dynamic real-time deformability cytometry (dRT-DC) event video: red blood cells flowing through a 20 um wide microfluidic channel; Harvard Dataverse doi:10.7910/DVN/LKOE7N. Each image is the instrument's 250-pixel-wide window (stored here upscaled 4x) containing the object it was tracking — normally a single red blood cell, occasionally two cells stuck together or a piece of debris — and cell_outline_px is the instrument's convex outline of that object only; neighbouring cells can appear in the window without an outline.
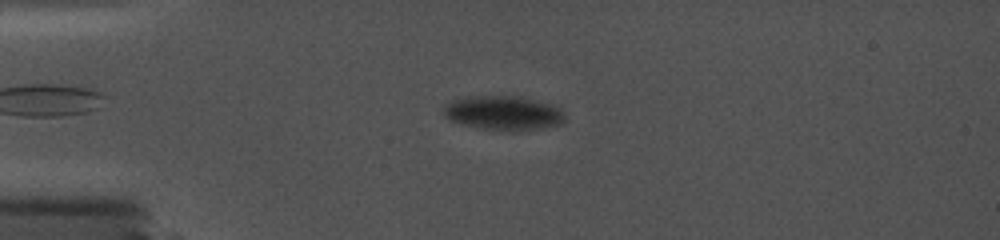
{"species": "common noctule bat (a hibernating species)", "species_latin": "Nyctalus noctula", "temperature_condition": "cold", "stored_images_in_passage": 62, "camera_frame_rate_fps": 5000, "um_per_image_px": 0.085, "animal": {"sex": "female", "body_mass_g": 19.0, "forearm_length_mm": 56.7}, "frame": {"image": 1, "passage_image": 14, "time_ms": 3.8, "image_size_px": [1000, 240], "cell_outline_px": [[564, 120], [560, 124], [544, 128], [512, 132], [480, 128], [460, 124], [448, 120], [444, 116], [444, 104], [452, 100], [468, 96], [520, 96], [548, 104], [560, 108], [564, 112]], "centroid_in_image_um": [42.75, 9.62], "position_along_channel_um": 42.2, "area_um2": 24.51}}
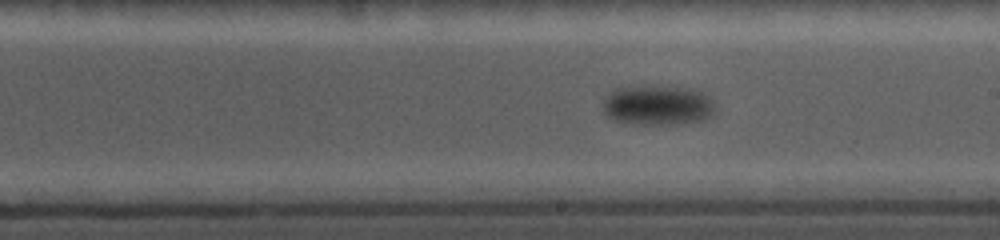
{"frame": {"image": 2, "passage_image": 37, "time_ms": 10.4, "image_size_px": [1000, 240], "cell_outline_px": [[716, 112], [712, 116], [704, 120], [676, 124], [640, 124], [616, 120], [608, 116], [604, 112], [604, 100], [616, 88], [652, 84], [696, 88], [708, 96], [712, 100], [716, 108]], "centroid_in_image_um": [55.99, 8.91], "position_along_channel_um": 233.0, "area_um2": 26.65}}
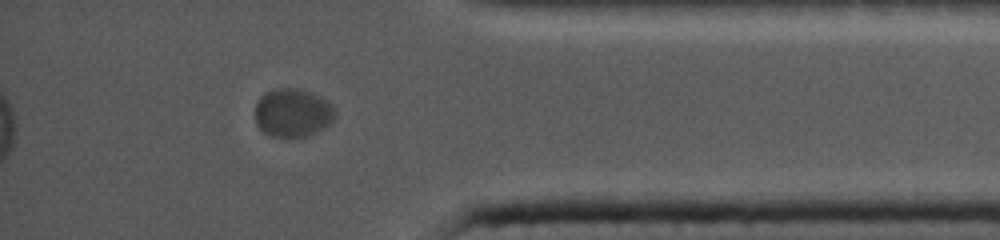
{"frame": {"image": 3, "passage_image": 56, "time_ms": 15.8, "image_size_px": [1000, 240], "cell_outline_px": [[336, 116], [324, 128], [316, 132], [304, 136], [272, 136], [264, 132], [256, 124], [256, 100], [264, 92], [276, 88], [300, 88], [320, 96], [332, 104], [336, 112]], "centroid_in_image_um": [24.88, 9.55], "position_along_channel_um": 410.3, "area_um2": 22.6}}